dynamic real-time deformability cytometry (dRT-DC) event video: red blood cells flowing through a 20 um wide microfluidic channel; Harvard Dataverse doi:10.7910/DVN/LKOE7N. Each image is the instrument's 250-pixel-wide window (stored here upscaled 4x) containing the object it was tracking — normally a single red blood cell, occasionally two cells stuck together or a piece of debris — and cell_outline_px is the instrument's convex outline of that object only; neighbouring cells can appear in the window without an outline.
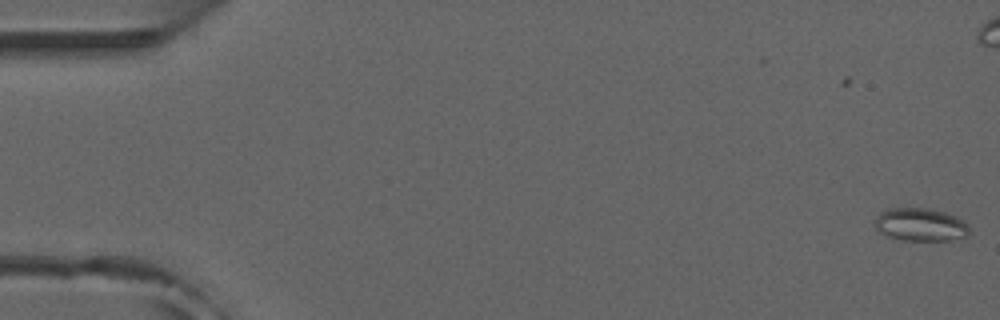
{"species": "common noctule bat (a hibernating species)", "species_latin": "Nyctalus noctula", "temperature_condition": "room temperature", "stored_images_in_passage": 53, "camera_frame_rate_fps": 3000, "um_per_image_px": 0.085, "animal": {"sex": "male", "forearm_length_mm": 52.5}, "frame": {"image": 1, "passage_image": 1, "time_ms": 0.0, "image_size_px": [1000, 320], "cell_outline_px": [[968, 236], [948, 240], [900, 240], [888, 236], [880, 232], [872, 224], [876, 216], [880, 212], [888, 208], [932, 208], [956, 216], [968, 224]], "centroid_in_image_um": [78.2, 19.08], "position_along_channel_um": 6.8, "area_um2": 18.32}}
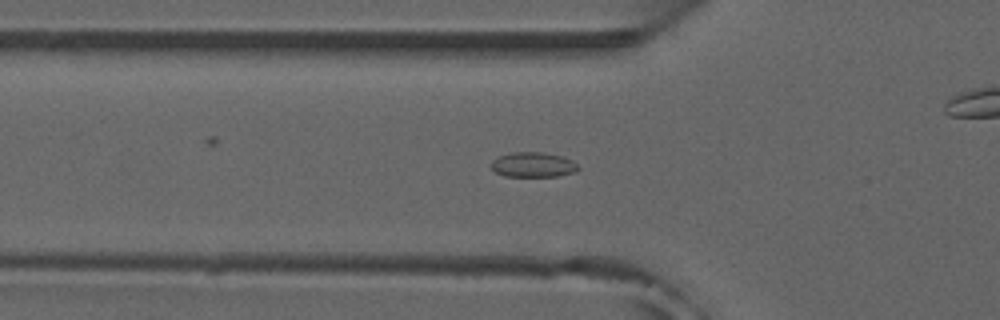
{"frame": {"image": 2, "passage_image": 18, "time_ms": 5.667, "image_size_px": [1000, 320], "cell_outline_px": [[580, 168], [576, 172], [560, 176], [504, 176], [496, 172], [492, 168], [492, 160], [500, 156], [512, 152], [540, 152], [564, 156], [572, 160]], "centroid_in_image_um": [45.36, 14.0], "position_along_channel_um": 80.4, "area_um2": 12.66}}
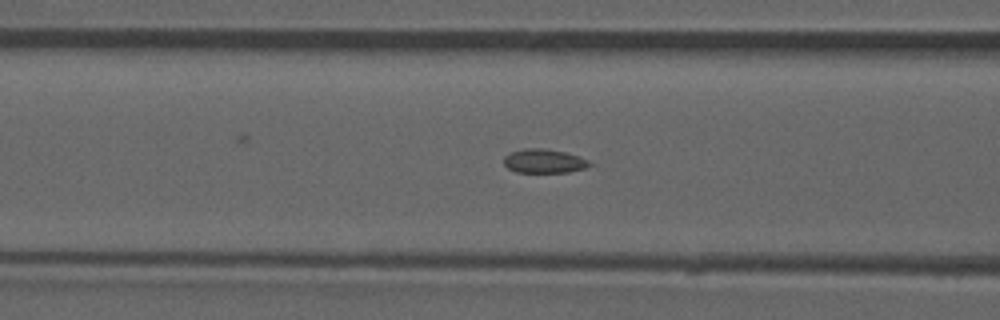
{"frame": {"image": 3, "passage_image": 21, "time_ms": 6.667, "image_size_px": [1000, 320], "cell_outline_px": [[592, 164], [584, 168], [568, 172], [516, 172], [508, 168], [504, 164], [504, 156], [512, 152], [524, 148], [544, 148], [564, 152], [580, 156], [588, 160]], "centroid_in_image_um": [46.24, 13.68], "position_along_channel_um": 120.4, "area_um2": 11.91}, "authors_computed_cell_mechanics": {"area_um2": 12.3114, "velocity_mm_per_s": 3.9513, "shape_relaxation_time_tau1_ms": null, "shape_relaxation_time_tau2_ms": 1.6647, "deformation_change_tau1": null, "deformation_change_tau2": 0.0643}}